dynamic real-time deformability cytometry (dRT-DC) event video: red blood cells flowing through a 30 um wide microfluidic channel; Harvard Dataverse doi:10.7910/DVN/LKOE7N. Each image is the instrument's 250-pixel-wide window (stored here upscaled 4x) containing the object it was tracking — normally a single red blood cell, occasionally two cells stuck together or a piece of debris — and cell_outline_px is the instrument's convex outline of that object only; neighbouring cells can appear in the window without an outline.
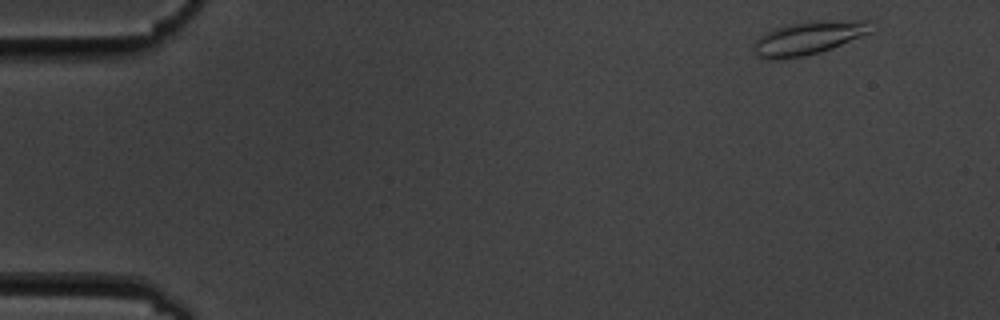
{"species": "common noctule bat (a hibernating species)", "species_latin": "Nyctalus noctula", "temperature_condition": "cold", "stored_images_in_passage": 7, "camera_frame_rate_fps": 3000, "um_per_image_px": 0.085, "animal": {"sex": "male", "body_mass_g": 19.5, "forearm_length_mm": 54.6}, "frame": {"image": 1, "passage_image": 1, "time_ms": 0.0, "image_size_px": [1000, 320], "cell_outline_px": [[876, 20], [872, 32], [832, 48], [820, 52], [804, 56], [776, 60], [768, 60], [756, 56], [752, 48], [756, 40], [764, 32], [772, 28], [804, 20]], "centroid_in_image_um": [68.74, 3.2], "position_along_channel_um": 16.3, "area_um2": 23.58}}
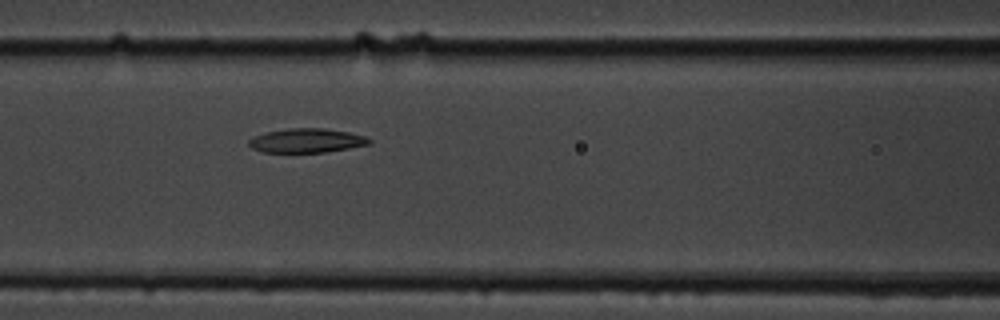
{"frame": {"image": 2, "passage_image": 7, "time_ms": 6.667, "image_size_px": [1000, 320], "cell_outline_px": [[372, 144], [324, 152], [264, 152], [252, 148], [248, 144], [248, 140], [252, 136], [268, 132], [288, 128], [324, 128], [348, 132], [364, 136], [372, 140]], "centroid_in_image_um": [26.06, 11.94], "position_along_channel_um": 140.5, "area_um2": 16.88}}